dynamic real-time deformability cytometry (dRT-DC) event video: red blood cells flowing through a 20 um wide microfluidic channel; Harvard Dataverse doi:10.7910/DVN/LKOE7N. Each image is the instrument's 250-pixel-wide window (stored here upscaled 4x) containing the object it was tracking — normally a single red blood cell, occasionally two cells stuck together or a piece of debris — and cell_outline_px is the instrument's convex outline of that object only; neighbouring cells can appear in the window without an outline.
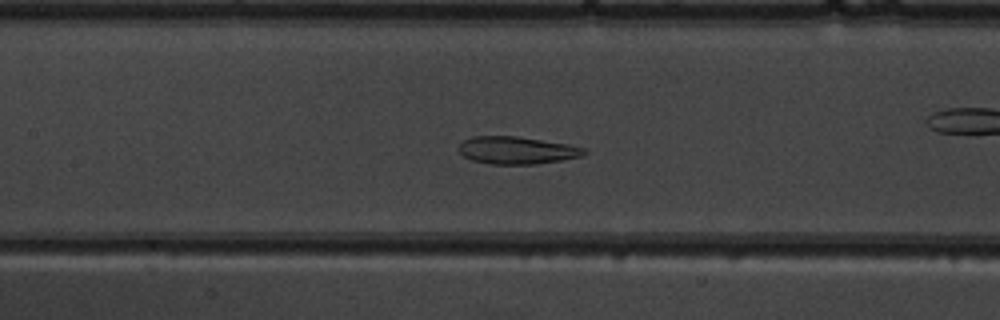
{"species": "common noctule bat (a hibernating species)", "species_latin": "Nyctalus noctula", "temperature_condition": "warm", "stored_images_in_passage": 54, "camera_frame_rate_fps": 3000, "um_per_image_px": 0.085, "animal": {"sex": "male", "body_mass_g": 19.5, "forearm_length_mm": 54.6}, "frame": {"image": 1, "passage_image": 26, "time_ms": 8.333, "image_size_px": [1000, 320], "cell_outline_px": [[588, 152], [580, 156], [560, 160], [536, 164], [492, 164], [472, 160], [464, 156], [460, 152], [460, 144], [464, 140], [472, 136], [516, 136], [568, 144], [584, 148]], "centroid_in_image_um": [43.93, 12.77], "position_along_channel_um": 163.5, "area_um2": 19.83}}
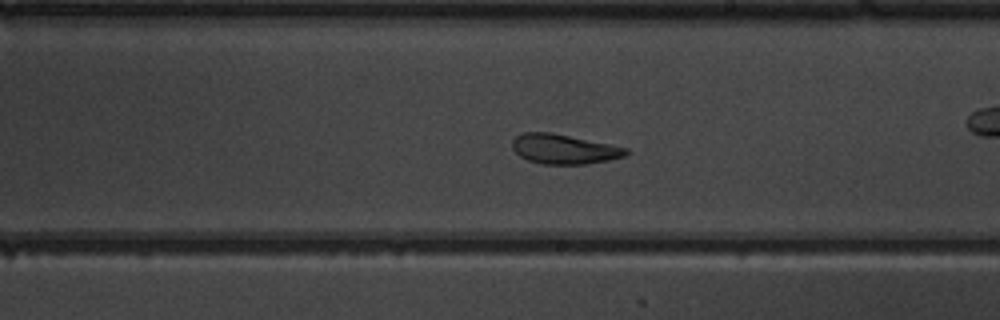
{"frame": {"image": 2, "passage_image": 32, "time_ms": 10.333, "image_size_px": [1000, 320], "cell_outline_px": [[628, 152], [624, 156], [608, 160], [584, 164], [540, 164], [528, 160], [520, 156], [512, 148], [512, 140], [520, 132], [548, 132], [628, 148]], "centroid_in_image_um": [47.88, 12.67], "position_along_channel_um": 241.1, "area_um2": 19.42}}
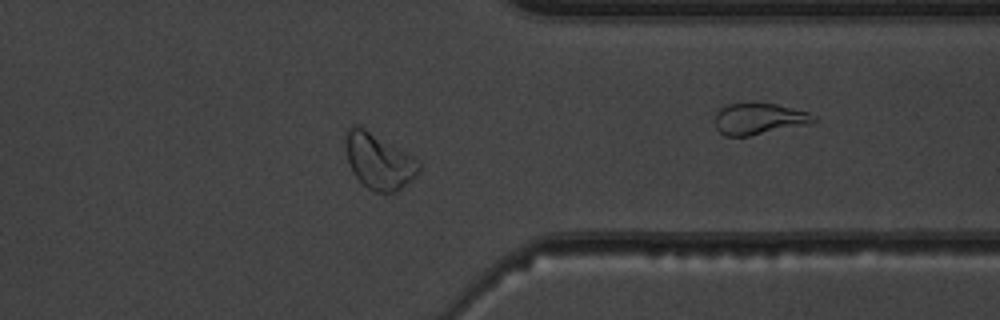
{"frame": {"image": 3, "passage_image": 43, "time_ms": 14.0, "image_size_px": [1000, 320], "cell_outline_px": [[420, 168], [412, 180], [396, 192], [376, 192], [368, 188], [356, 176], [348, 160], [344, 140], [344, 132], [348, 128], [360, 124], [408, 152], [420, 164]], "centroid_in_image_um": [32.19, 13.64], "position_along_channel_um": 379.2, "area_um2": 23.87}, "authors_computed_cell_mechanics": {"area_um2": 25.9522, "velocity_mm_per_s": 3.8904, "shape_relaxation_time_tau1_ms": 3.8695, "shape_relaxation_time_tau2_ms": 1.9404, "deformation_change_tau1": 0.1479, "deformation_change_tau2": 0.1001}}